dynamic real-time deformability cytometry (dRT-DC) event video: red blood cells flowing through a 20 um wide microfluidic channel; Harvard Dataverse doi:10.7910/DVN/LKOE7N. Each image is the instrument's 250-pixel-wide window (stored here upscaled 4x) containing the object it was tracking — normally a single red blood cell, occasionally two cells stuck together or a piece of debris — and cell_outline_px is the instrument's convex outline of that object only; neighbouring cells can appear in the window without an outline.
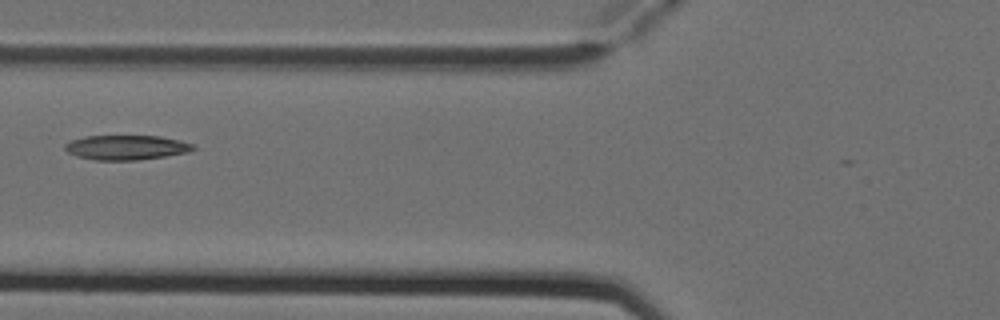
{"species": "Egyptian fruit bat (a non-hibernating species)", "species_latin": "Rousettus aegyptiacus", "temperature_condition": "cold", "stored_images_in_passage": 4, "camera_frame_rate_fps": 3000, "um_per_image_px": 0.085, "animal": {"sex": "female"}, "frame": {"image": 1, "passage_image": 4, "time_ms": 1.0, "image_size_px": [1000, 320], "cell_outline_px": [[196, 148], [188, 152], [164, 156], [136, 160], [92, 160], [76, 156], [68, 152], [64, 148], [64, 144], [72, 140], [84, 136], [160, 136], [192, 144]], "centroid_in_image_um": [10.68, 12.54], "position_along_channel_um": 115.1, "area_um2": 18.26}}